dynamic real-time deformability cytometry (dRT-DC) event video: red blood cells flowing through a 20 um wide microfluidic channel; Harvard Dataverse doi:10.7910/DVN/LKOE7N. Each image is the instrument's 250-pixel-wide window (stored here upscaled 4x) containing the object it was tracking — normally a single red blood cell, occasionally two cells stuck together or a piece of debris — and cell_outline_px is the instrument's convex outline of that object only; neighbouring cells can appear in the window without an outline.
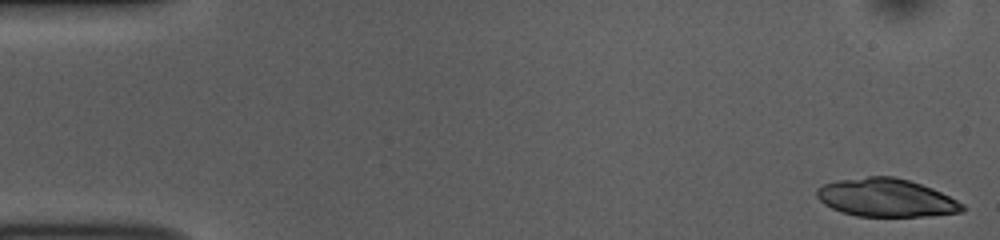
{"species": "common noctule bat (a hibernating species)", "species_latin": "Nyctalus noctula", "temperature_condition": "room temperature", "stored_images_in_passage": 51, "camera_frame_rate_fps": 3000, "um_per_image_px": 0.085, "animal": {"sex": "female", "body_mass_g": 10.0, "forearm_length_mm": 53.1}, "frame": {"image": 1, "passage_image": 1, "time_ms": 0.0, "image_size_px": [1000, 240], "cell_outline_px": [[964, 212], [924, 216], [856, 216], [840, 212], [824, 204], [816, 196], [816, 188], [824, 184], [836, 180], [868, 176], [892, 176], [908, 180], [932, 188], [964, 204]], "centroid_in_image_um": [75.29, 16.81], "position_along_channel_um": 9.7, "area_um2": 32.31}}